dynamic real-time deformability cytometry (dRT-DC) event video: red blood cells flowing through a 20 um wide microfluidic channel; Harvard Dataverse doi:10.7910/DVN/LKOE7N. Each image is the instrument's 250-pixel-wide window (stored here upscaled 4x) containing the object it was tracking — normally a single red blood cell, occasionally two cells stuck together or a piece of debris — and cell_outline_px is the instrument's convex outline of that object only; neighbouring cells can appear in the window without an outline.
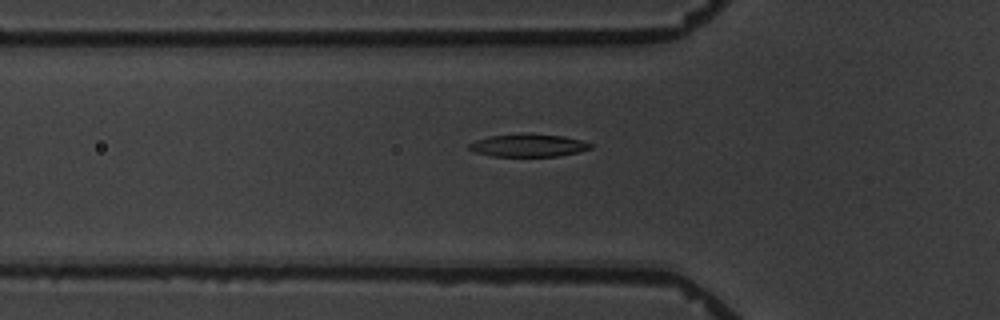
{"species": "common noctule bat (a hibernating species)", "species_latin": "Nyctalus noctula", "temperature_condition": "warm", "stored_images_in_passage": 6, "camera_frame_rate_fps": 3000, "um_per_image_px": 0.085, "animal": {"sex": "male", "body_mass_g": 19.5, "forearm_length_mm": 54.6}, "frame": {"image": 1, "passage_image": 6, "time_ms": 7.0, "image_size_px": [1000, 320], "cell_outline_px": [[592, 148], [576, 152], [556, 156], [492, 156], [476, 152], [468, 148], [468, 144], [476, 140], [488, 136], [520, 132], [528, 132], [564, 136], [580, 140], [592, 144]], "centroid_in_image_um": [44.87, 12.33], "position_along_channel_um": 80.9, "area_um2": 16.3}}